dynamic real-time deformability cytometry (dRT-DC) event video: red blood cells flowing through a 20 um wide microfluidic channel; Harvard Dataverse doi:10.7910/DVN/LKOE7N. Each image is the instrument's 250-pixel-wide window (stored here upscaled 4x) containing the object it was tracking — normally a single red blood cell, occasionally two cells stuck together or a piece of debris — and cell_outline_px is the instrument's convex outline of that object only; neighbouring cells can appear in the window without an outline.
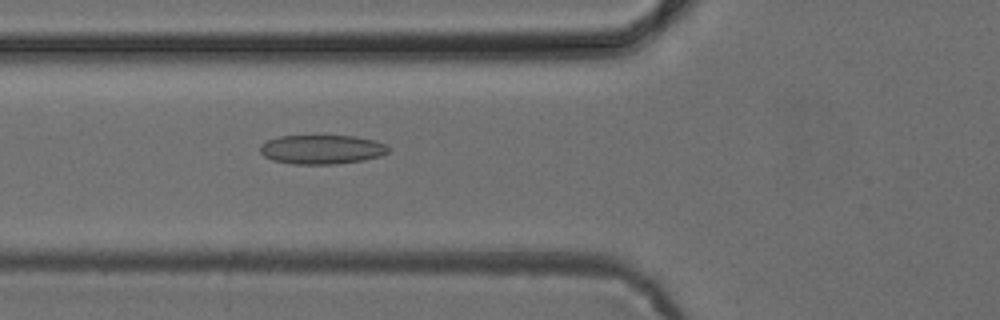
{"species": "common noctule bat (a hibernating species)", "species_latin": "Nyctalus noctula", "temperature_condition": "cold", "stored_images_in_passage": 48, "camera_frame_rate_fps": 3000, "um_per_image_px": 0.085, "animal": {"sex": "female", "body_mass_g": 24.6, "forearm_length_mm": 56.2}, "frame": {"image": 1, "passage_image": 19, "time_ms": 6.0, "image_size_px": [1000, 320], "cell_outline_px": [[388, 152], [380, 156], [364, 160], [336, 164], [292, 164], [272, 160], [264, 156], [260, 152], [260, 144], [268, 140], [280, 136], [356, 136], [376, 140], [388, 144]], "centroid_in_image_um": [27.37, 12.7], "position_along_channel_um": 98.4, "area_um2": 21.96}}
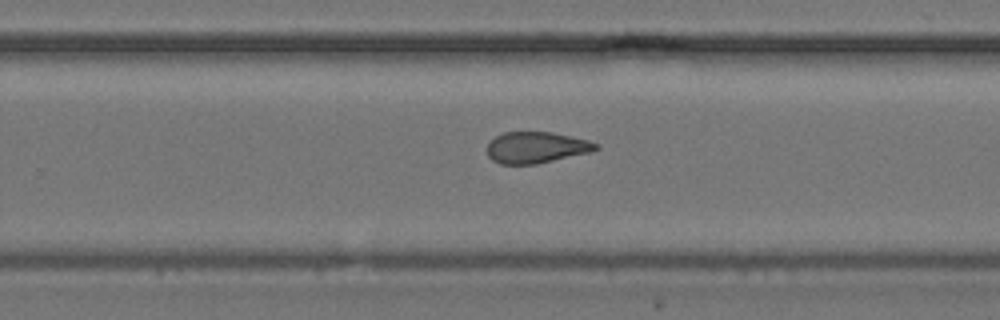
{"frame": {"image": 2, "passage_image": 33, "time_ms": 10.667, "image_size_px": [1000, 320], "cell_outline_px": [[600, 148], [592, 152], [536, 164], [500, 164], [492, 160], [488, 156], [488, 144], [496, 136], [504, 132], [552, 132], [588, 140], [600, 144]], "centroid_in_image_um": [45.62, 12.54], "position_along_channel_um": 284.2, "area_um2": 19.88}}
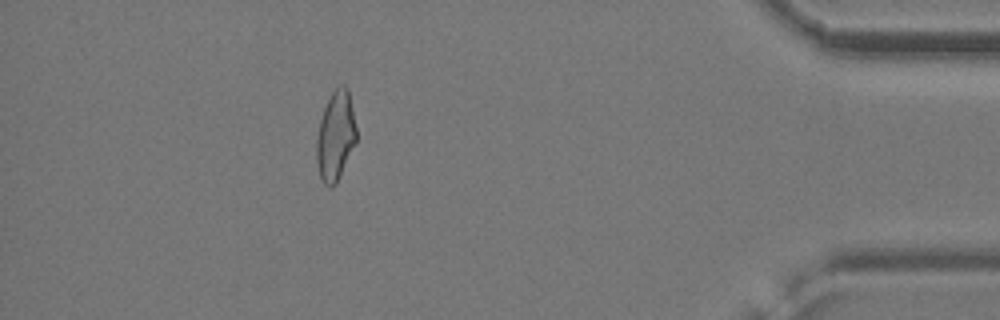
{"frame": {"image": 3, "passage_image": 46, "time_ms": 15.0, "image_size_px": [1000, 320], "cell_outline_px": [[356, 144], [336, 184], [332, 188], [328, 188], [320, 180], [316, 160], [316, 136], [320, 120], [324, 108], [332, 92], [340, 84], [344, 84], [348, 88], [356, 128]], "centroid_in_image_um": [28.51, 11.6], "position_along_channel_um": 406.7, "area_um2": 21.04}}